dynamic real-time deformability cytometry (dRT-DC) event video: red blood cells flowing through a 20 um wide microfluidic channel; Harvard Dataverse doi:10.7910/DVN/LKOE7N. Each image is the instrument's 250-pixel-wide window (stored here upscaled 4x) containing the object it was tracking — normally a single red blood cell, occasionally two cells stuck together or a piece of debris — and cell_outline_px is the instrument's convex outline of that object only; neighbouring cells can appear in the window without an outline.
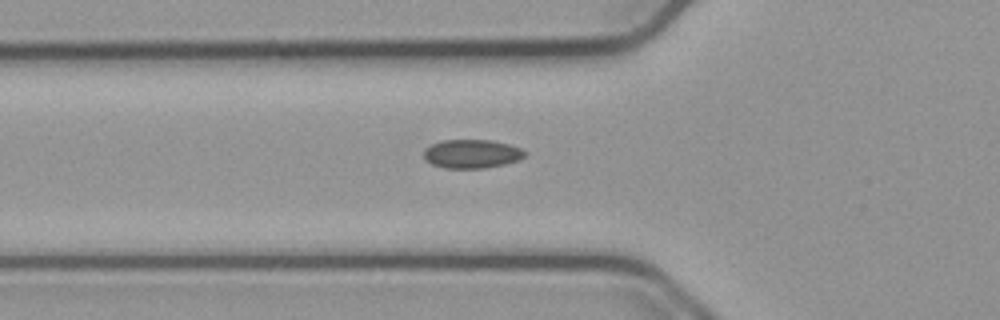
{"species": "common noctule bat (a hibernating species)", "species_latin": "Nyctalus noctula", "temperature_condition": "cold", "stored_images_in_passage": 40, "camera_frame_rate_fps": 3000, "um_per_image_px": 0.085, "animal": {"sex": "male", "body_mass_g": 23.1, "forearm_length_mm": 52.7}, "frame": {"image": 1, "passage_image": 9, "time_ms": 2.667, "image_size_px": [1000, 320], "cell_outline_px": [[524, 156], [520, 160], [504, 164], [484, 168], [444, 168], [432, 164], [424, 156], [424, 152], [432, 144], [444, 140], [492, 140], [508, 144], [520, 148], [524, 152]], "centroid_in_image_um": [40.12, 13.08], "position_along_channel_um": 85.7, "area_um2": 16.65}}
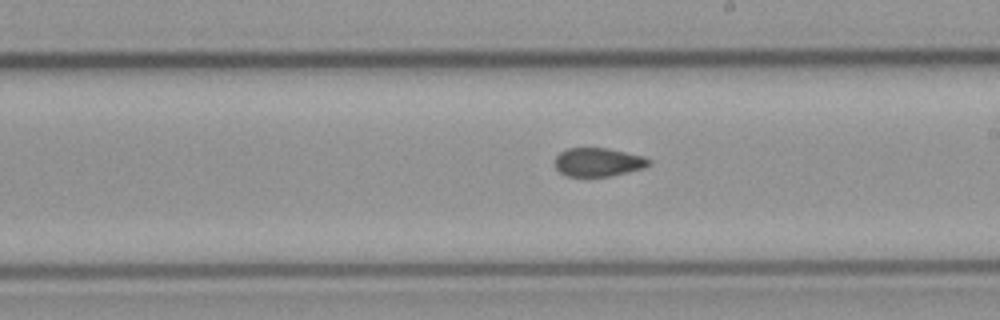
{"frame": {"image": 2, "passage_image": 21, "time_ms": 6.667, "image_size_px": [1000, 320], "cell_outline_px": [[652, 164], [644, 168], [628, 172], [608, 176], [564, 176], [556, 168], [556, 156], [560, 152], [568, 148], [608, 148], [644, 156], [652, 160]], "centroid_in_image_um": [50.88, 13.78], "position_along_channel_um": 238.1, "area_um2": 15.72}}
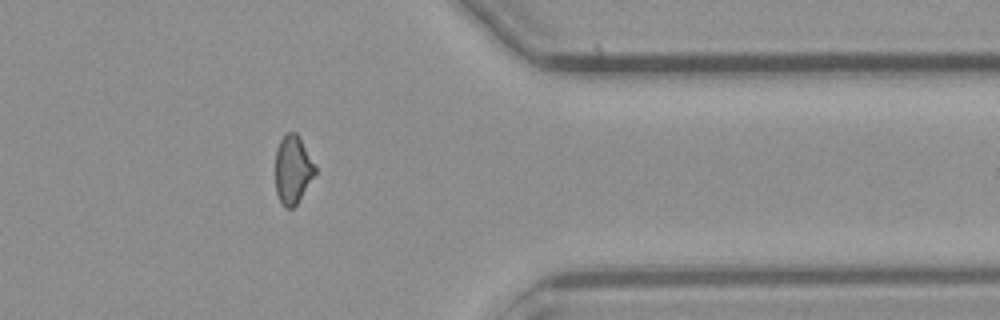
{"frame": {"image": 3, "passage_image": 34, "time_ms": 11.0, "image_size_px": [1000, 320], "cell_outline_px": [[316, 172], [296, 204], [292, 208], [284, 208], [276, 192], [276, 148], [280, 140], [288, 132], [296, 132], [316, 168]], "centroid_in_image_um": [24.86, 14.42], "position_along_channel_um": 386.5, "area_um2": 15.37}}